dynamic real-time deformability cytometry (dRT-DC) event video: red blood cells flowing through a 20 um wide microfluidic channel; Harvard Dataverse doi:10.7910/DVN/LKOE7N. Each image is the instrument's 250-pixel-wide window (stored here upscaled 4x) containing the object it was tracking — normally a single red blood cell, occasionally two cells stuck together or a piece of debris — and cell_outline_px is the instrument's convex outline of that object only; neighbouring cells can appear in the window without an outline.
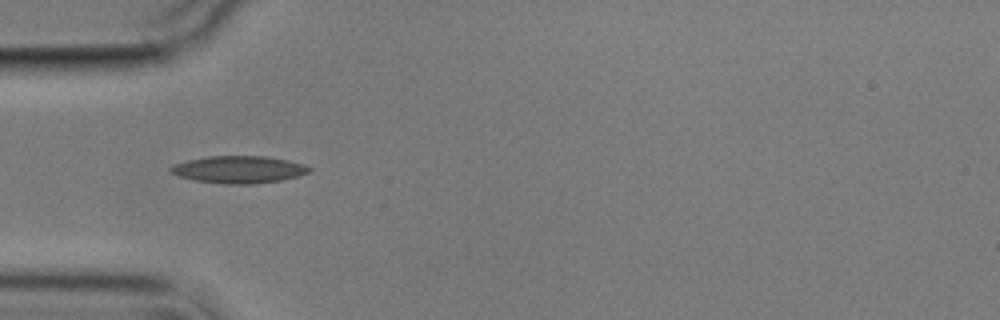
{"species": "common noctule bat (a hibernating species)", "species_latin": "Nyctalus noctula", "temperature_condition": "cold", "stored_images_in_passage": 2, "camera_frame_rate_fps": 3000, "um_per_image_px": 0.085, "animal": {"sex": "male", "body_mass_g": 17.9}, "frame": {"image": 1, "passage_image": 1, "time_ms": 0.0, "image_size_px": [1000, 320], "cell_outline_px": [[312, 168], [308, 172], [296, 176], [280, 180], [252, 184], [228, 184], [196, 180], [180, 176], [168, 172], [168, 168], [176, 164], [188, 160], [208, 156], [264, 156], [288, 160], [304, 164]], "centroid_in_image_um": [20.29, 14.4], "position_along_channel_um": 64.7, "area_um2": 21.73}}
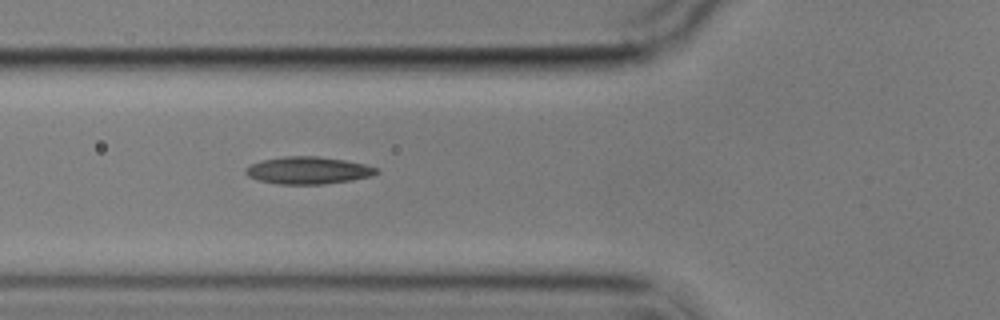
{"frame": {"image": 2, "passage_image": 2, "time_ms": 1.0, "image_size_px": [1000, 320], "cell_outline_px": [[380, 172], [372, 176], [352, 180], [324, 184], [276, 184], [260, 180], [248, 176], [244, 172], [244, 168], [260, 160], [284, 156], [316, 156], [344, 160], [364, 164], [380, 168]], "centroid_in_image_um": [26.2, 14.48], "position_along_channel_um": 99.6, "area_um2": 20.92}}